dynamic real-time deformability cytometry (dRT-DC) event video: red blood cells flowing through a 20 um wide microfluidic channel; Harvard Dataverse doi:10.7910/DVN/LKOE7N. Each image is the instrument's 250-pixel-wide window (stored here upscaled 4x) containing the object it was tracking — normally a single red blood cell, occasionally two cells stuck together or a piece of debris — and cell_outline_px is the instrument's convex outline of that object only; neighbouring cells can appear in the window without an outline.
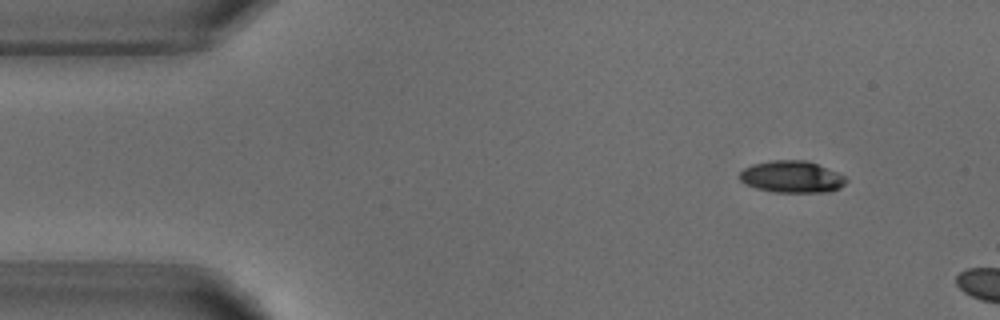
{"species": "common noctule bat (a hibernating species)", "species_latin": "Nyctalus noctula", "temperature_condition": "warm", "stored_images_in_passage": 2, "camera_frame_rate_fps": 3000, "um_per_image_px": 0.085, "animal": {"sex": "male", "body_mass_g": 18.8}, "frame": {"image": 1, "passage_image": 1, "time_ms": 0.0, "image_size_px": [1000, 320], "cell_outline_px": [[848, 180], [840, 188], [828, 192], [772, 192], [756, 188], [744, 184], [740, 180], [740, 172], [744, 168], [752, 164], [772, 160], [804, 160], [816, 164], [836, 172], [844, 176]], "centroid_in_image_um": [67.27, 15.04], "position_along_channel_um": 17.7, "area_um2": 19.71}}